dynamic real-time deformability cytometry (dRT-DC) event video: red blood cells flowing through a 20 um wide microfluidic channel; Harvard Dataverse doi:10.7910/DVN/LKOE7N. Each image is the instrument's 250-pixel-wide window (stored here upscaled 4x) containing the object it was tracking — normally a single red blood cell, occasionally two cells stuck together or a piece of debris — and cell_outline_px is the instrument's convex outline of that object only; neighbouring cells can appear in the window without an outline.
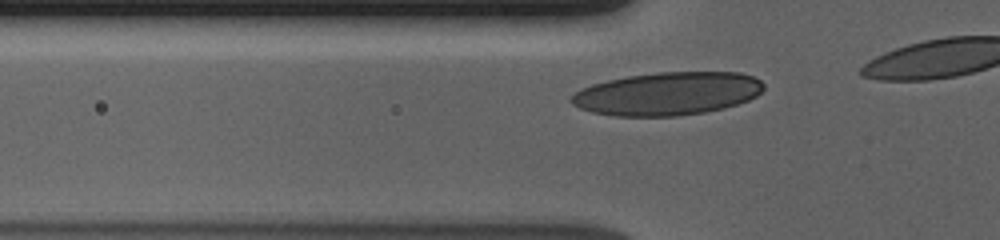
{"species": "human", "species_latin": "Homo sapiens", "temperature_condition": "cold", "stored_images_in_passage": 10, "camera_frame_rate_fps": 3000, "um_per_image_px": 0.085, "donor": {"sex": "male"}, "frame": {"image": 1, "passage_image": 4, "time_ms": 1.0, "image_size_px": [1000, 240], "cell_outline_px": [[764, 88], [756, 96], [748, 100], [724, 108], [704, 112], [676, 116], [616, 116], [592, 112], [580, 108], [572, 104], [568, 100], [568, 96], [580, 88], [592, 84], [608, 80], [628, 76], [656, 72], [740, 72], [752, 76], [760, 80], [764, 84]], "centroid_in_image_um": [56.69, 7.96], "position_along_channel_um": 69.1, "area_um2": 48.49}}
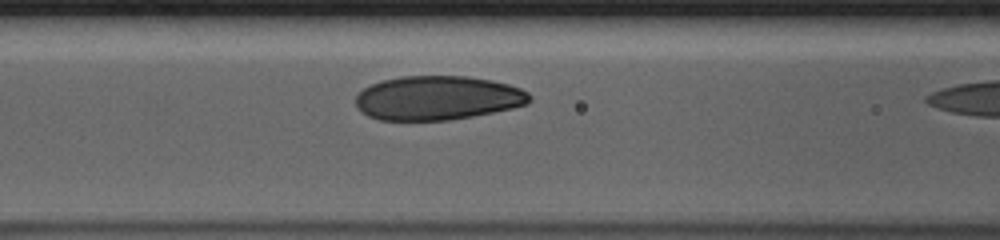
{"frame": {"image": 2, "passage_image": 9, "time_ms": 2.667, "image_size_px": [1000, 240], "cell_outline_px": [[532, 100], [528, 104], [512, 108], [452, 120], [380, 120], [368, 116], [356, 104], [356, 96], [364, 88], [380, 80], [400, 76], [468, 76], [492, 80], [508, 84], [520, 88], [528, 92], [532, 96]], "centroid_in_image_um": [37.23, 8.32], "position_along_channel_um": 129.4, "area_um2": 44.8}}